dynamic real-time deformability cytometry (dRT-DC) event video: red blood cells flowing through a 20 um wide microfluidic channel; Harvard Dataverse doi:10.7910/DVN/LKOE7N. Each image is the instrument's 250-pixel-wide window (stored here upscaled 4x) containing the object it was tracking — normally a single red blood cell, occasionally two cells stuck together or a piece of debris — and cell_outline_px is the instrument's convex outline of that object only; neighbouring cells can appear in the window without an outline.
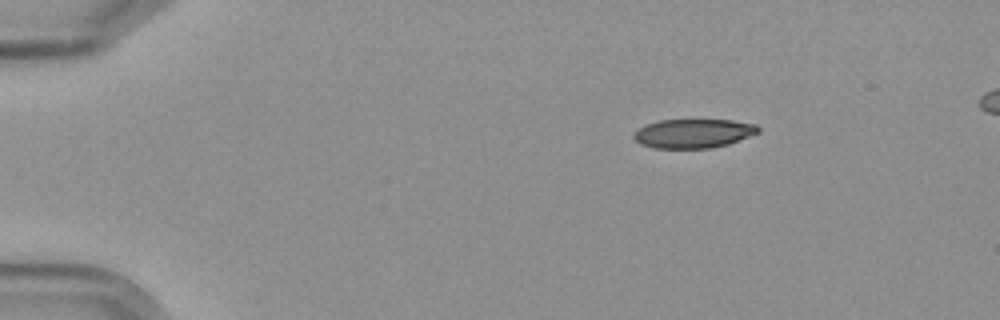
{"species": "Egyptian fruit bat (a non-hibernating species)", "species_latin": "Rousettus aegyptiacus", "temperature_condition": "cold", "stored_images_in_passage": 4, "camera_frame_rate_fps": 3000, "um_per_image_px": 0.085, "frame": {"image": 1, "passage_image": 1, "time_ms": 0.0, "image_size_px": [1000, 320], "cell_outline_px": [[760, 132], [728, 144], [712, 148], [656, 148], [640, 144], [632, 136], [640, 128], [648, 124], [660, 120], [732, 120], [756, 124], [760, 128]], "centroid_in_image_um": [58.97, 11.34], "position_along_channel_um": 26.0, "area_um2": 20.92}}